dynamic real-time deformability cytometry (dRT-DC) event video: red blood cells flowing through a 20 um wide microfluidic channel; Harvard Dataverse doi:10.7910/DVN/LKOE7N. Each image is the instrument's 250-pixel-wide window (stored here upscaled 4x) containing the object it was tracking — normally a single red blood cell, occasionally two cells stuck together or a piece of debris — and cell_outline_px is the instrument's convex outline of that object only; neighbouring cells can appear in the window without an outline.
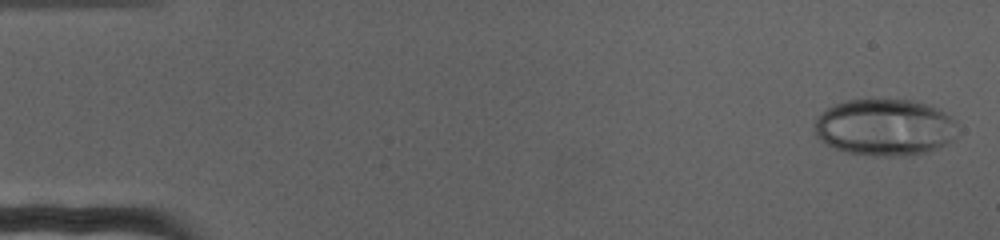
{"species": "human", "species_latin": "Homo sapiens", "temperature_condition": "cold", "stored_images_in_passage": 73, "camera_frame_rate_fps": 3000, "um_per_image_px": 0.085, "donor": {"sex": "female"}, "frame": {"image": 1, "passage_image": 2, "time_ms": 0.333, "image_size_px": [1000, 240], "cell_outline_px": [[956, 136], [952, 140], [936, 148], [924, 152], [904, 156], [876, 156], [848, 152], [836, 148], [820, 140], [816, 136], [816, 120], [828, 108], [836, 104], [848, 100], [912, 100], [936, 108], [944, 112], [956, 124]], "centroid_in_image_um": [75.21, 10.83], "position_along_channel_um": 9.8, "area_um2": 46.53}}
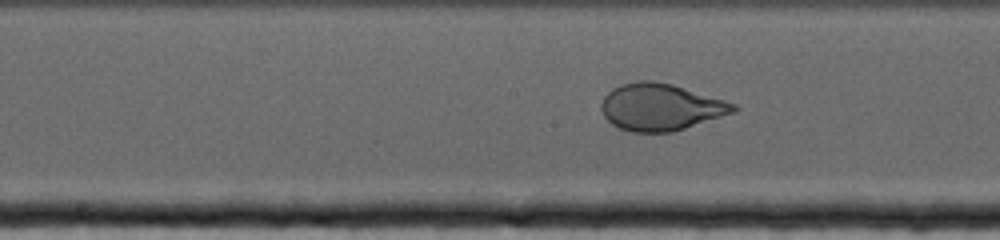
{"frame": {"image": 2, "passage_image": 37, "time_ms": 12.0, "image_size_px": [1000, 240], "cell_outline_px": [[740, 108], [732, 112], [672, 132], [628, 132], [612, 124], [604, 116], [600, 108], [600, 104], [604, 96], [612, 88], [620, 84], [636, 80], [652, 80], [672, 84], [724, 100], [736, 104]], "centroid_in_image_um": [56.09, 9.08], "position_along_channel_um": 192.1, "area_um2": 35.95}}
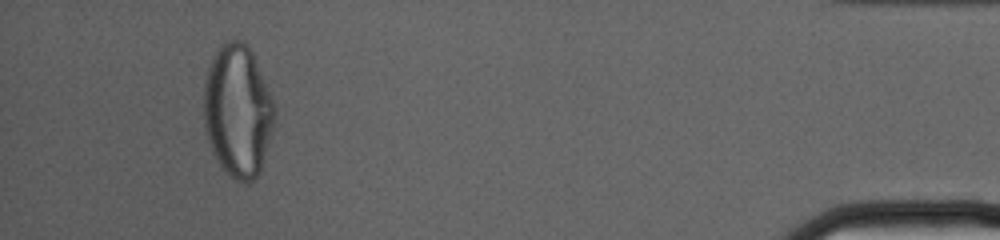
{"frame": {"image": 3, "passage_image": 68, "time_ms": 22.333, "image_size_px": [1000, 240], "cell_outline_px": [[276, 112], [272, 132], [260, 172], [252, 180], [244, 184], [236, 180], [220, 164], [212, 152], [208, 140], [204, 124], [204, 84], [208, 64], [212, 56], [220, 44], [228, 40], [244, 40], [252, 52], [276, 104]], "centroid_in_image_um": [20.22, 9.39], "position_along_channel_um": 415.0, "area_um2": 54.97}}